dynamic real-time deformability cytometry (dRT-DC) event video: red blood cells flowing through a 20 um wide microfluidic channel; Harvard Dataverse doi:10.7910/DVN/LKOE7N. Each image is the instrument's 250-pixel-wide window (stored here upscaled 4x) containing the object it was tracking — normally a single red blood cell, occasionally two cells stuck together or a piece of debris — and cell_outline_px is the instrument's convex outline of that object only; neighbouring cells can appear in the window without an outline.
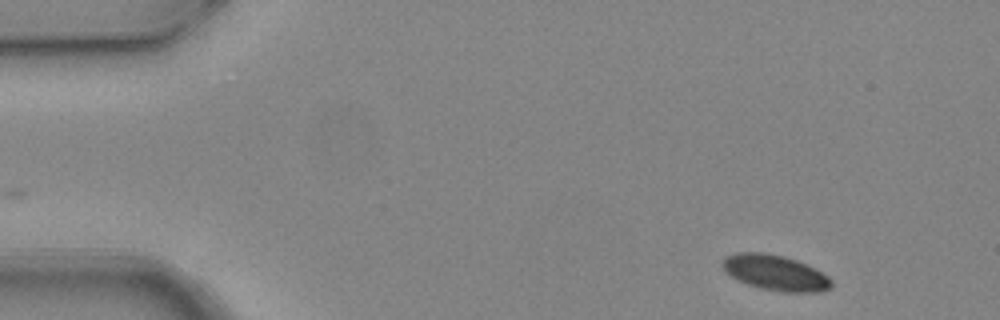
{"species": "common noctule bat (a hibernating species)", "species_latin": "Nyctalus noctula", "temperature_condition": "warm", "stored_images_in_passage": 4, "segment_of_instrument_passage": [1, 2], "camera_frame_rate_fps": 3000, "um_per_image_px": 0.085, "animal": {"sex": "female", "body_mass_g": 24.6, "forearm_length_mm": 56.2}, "frame": {"image": 1, "passage_image": 1, "time_ms": 0.0, "image_size_px": [1000, 320], "cell_outline_px": [[832, 288], [820, 292], [780, 292], [760, 288], [736, 280], [724, 272], [720, 264], [724, 256], [736, 252], [764, 252], [784, 256], [796, 260], [816, 268], [828, 276], [832, 280]], "centroid_in_image_um": [65.87, 23.18], "position_along_channel_um": 19.1, "area_um2": 23.0}}